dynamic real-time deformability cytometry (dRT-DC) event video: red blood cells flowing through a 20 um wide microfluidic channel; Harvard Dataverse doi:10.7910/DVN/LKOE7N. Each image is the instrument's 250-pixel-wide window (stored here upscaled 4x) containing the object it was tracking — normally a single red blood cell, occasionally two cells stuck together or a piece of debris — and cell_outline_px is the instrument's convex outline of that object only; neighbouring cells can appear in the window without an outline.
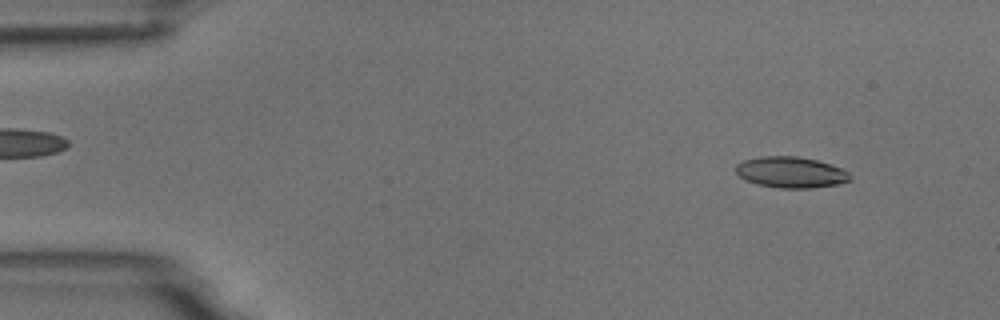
{"species": "common noctule bat (a hibernating species)", "species_latin": "Nyctalus noctula", "temperature_condition": "room temperature", "stored_images_in_passage": 5, "segment_of_instrument_passage": [2, 2], "camera_frame_rate_fps": 3000, "um_per_image_px": 0.085, "animal": {"sex": "male", "body_mass_g": 18.8}, "frame": {"image": 1, "passage_image": 5, "time_ms": 5.333, "image_size_px": [1000, 320], "cell_outline_px": [[852, 180], [836, 184], [812, 188], [780, 188], [756, 184], [744, 180], [736, 172], [736, 164], [744, 160], [760, 156], [796, 156], [816, 160], [840, 168], [848, 172], [852, 176]], "centroid_in_image_um": [67.2, 14.65], "position_along_channel_um": 17.8, "area_um2": 20.63}}